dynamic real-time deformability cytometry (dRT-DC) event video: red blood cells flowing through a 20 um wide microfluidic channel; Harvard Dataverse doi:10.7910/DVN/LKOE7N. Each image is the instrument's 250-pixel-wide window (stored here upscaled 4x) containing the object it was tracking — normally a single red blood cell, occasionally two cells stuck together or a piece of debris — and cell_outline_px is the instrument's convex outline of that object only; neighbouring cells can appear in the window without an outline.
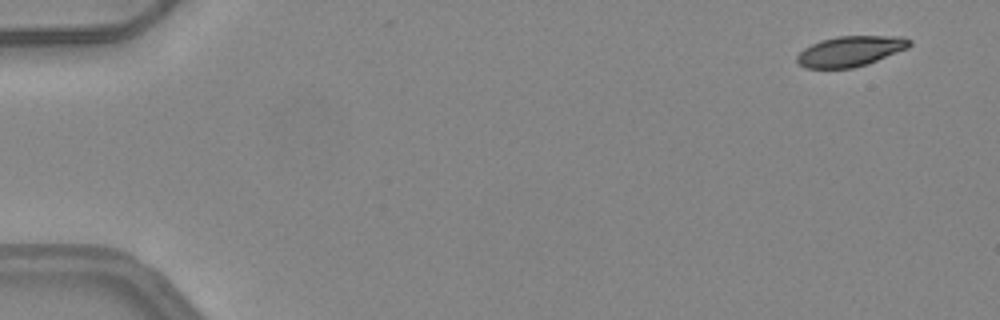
{"species": "common noctule bat (a hibernating species)", "species_latin": "Nyctalus noctula", "temperature_condition": "warm", "stored_images_in_passage": 47, "camera_frame_rate_fps": 3000, "um_per_image_px": 0.085, "animal": {"sex": "female", "body_mass_g": 24.6, "forearm_length_mm": 56.2}, "frame": {"image": 1, "passage_image": 4, "time_ms": 1.0, "image_size_px": [1000, 320], "cell_outline_px": [[912, 44], [908, 48], [868, 64], [852, 68], [804, 68], [796, 60], [796, 56], [804, 48], [820, 40], [836, 36], [900, 36], [912, 40]], "centroid_in_image_um": [72.29, 4.35], "position_along_channel_um": 12.7, "area_um2": 20.0}}
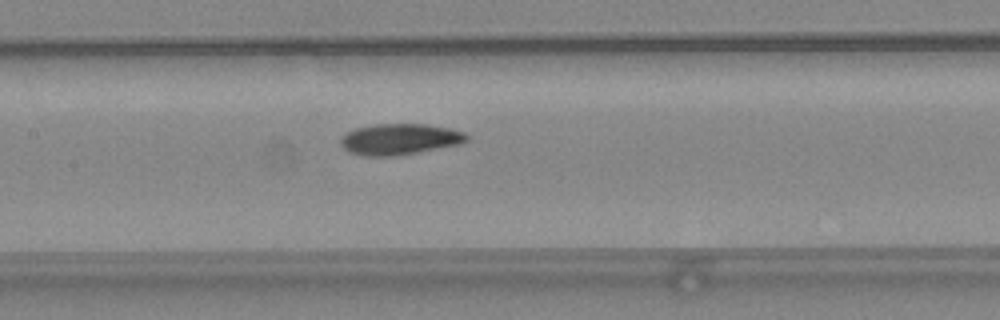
{"frame": {"image": 2, "passage_image": 26, "time_ms": 8.333, "image_size_px": [1000, 320], "cell_outline_px": [[468, 140], [460, 144], [416, 152], [392, 156], [364, 156], [348, 152], [340, 144], [340, 140], [348, 132], [356, 128], [372, 124], [424, 124], [452, 128], [464, 132], [468, 136]], "centroid_in_image_um": [33.97, 11.82], "position_along_channel_um": 173.4, "area_um2": 22.72}}
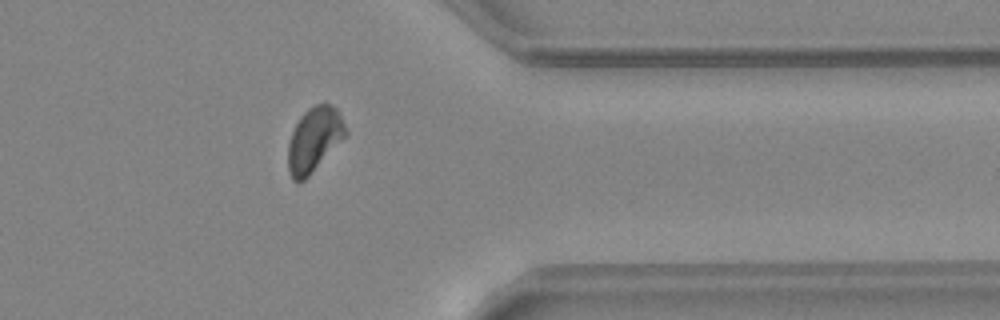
{"frame": {"image": 3, "passage_image": 42, "time_ms": 13.667, "image_size_px": [1000, 320], "cell_outline_px": [[348, 132], [308, 176], [300, 184], [296, 184], [292, 180], [288, 172], [288, 144], [292, 132], [300, 116], [308, 108], [324, 100], [332, 104], [336, 108]], "centroid_in_image_um": [26.67, 11.85], "position_along_channel_um": 384.7, "area_um2": 21.56}}